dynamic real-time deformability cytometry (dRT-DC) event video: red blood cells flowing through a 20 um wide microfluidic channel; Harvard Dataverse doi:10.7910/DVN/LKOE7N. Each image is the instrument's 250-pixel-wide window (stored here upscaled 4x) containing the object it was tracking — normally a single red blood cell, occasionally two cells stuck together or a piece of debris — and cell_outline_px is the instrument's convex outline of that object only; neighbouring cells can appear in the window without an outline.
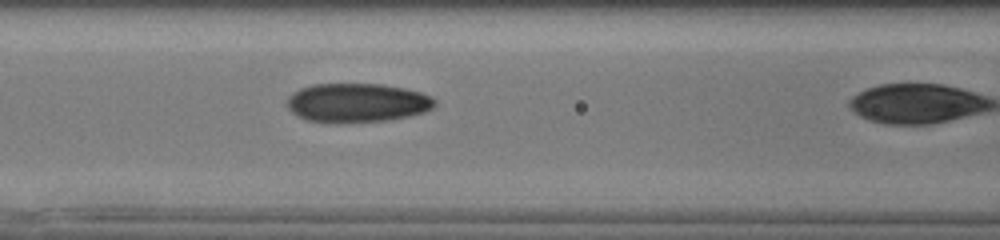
{"species": "human", "species_latin": "Homo sapiens", "temperature_condition": "cold", "stored_images_in_passage": 26, "camera_frame_rate_fps": 3000, "um_per_image_px": 0.085, "donor": {"sex": "male"}, "frame": {"image": 1, "passage_image": 22, "time_ms": 7.0, "image_size_px": [1000, 240], "cell_outline_px": [[436, 104], [432, 108], [424, 112], [408, 116], [388, 120], [336, 124], [308, 120], [296, 116], [288, 108], [288, 96], [292, 92], [300, 88], [312, 84], [380, 84], [404, 88], [420, 92], [432, 96], [436, 100]], "centroid_in_image_um": [30.34, 8.74], "position_along_channel_um": 136.3, "area_um2": 33.93}}
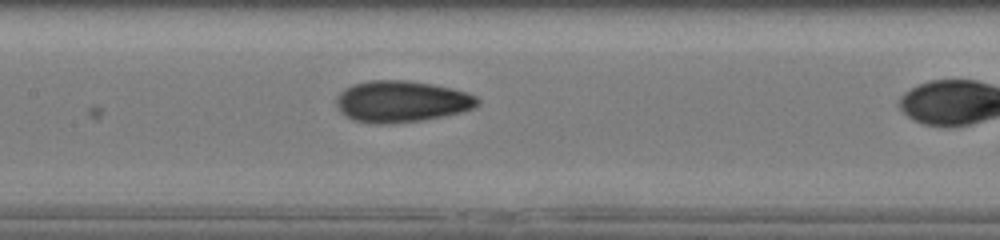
{"frame": {"image": 2, "passage_image": 25, "time_ms": 8.0, "image_size_px": [1000, 240], "cell_outline_px": [[480, 104], [476, 108], [444, 116], [420, 120], [392, 124], [372, 124], [352, 120], [340, 112], [336, 104], [336, 96], [344, 88], [352, 84], [368, 80], [404, 80], [432, 84], [452, 88], [476, 96], [480, 100]], "centroid_in_image_um": [34.1, 8.63], "position_along_channel_um": 173.3, "area_um2": 34.45}}